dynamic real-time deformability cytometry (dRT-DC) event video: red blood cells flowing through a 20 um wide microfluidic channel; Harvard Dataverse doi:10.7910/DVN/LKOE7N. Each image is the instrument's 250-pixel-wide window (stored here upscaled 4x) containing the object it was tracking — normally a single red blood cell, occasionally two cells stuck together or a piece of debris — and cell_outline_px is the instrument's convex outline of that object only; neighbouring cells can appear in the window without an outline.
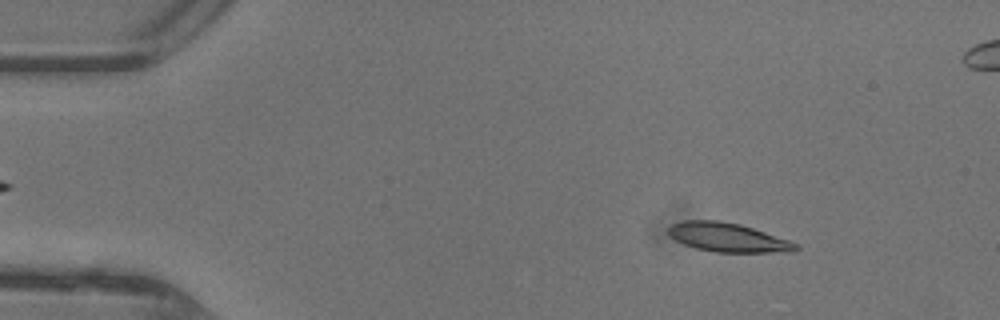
{"species": "common noctule bat (a hibernating species)", "species_latin": "Nyctalus noctula", "temperature_condition": "warm", "stored_images_in_passage": 23, "camera_frame_rate_fps": 3000, "um_per_image_px": 0.085, "animal": {"sex": "female"}, "frame": {"image": 1, "passage_image": 6, "time_ms": 1.667, "image_size_px": [1000, 320], "cell_outline_px": [[800, 248], [792, 252], [716, 252], [696, 248], [684, 244], [676, 240], [668, 232], [668, 228], [672, 224], [684, 220], [716, 220], [740, 224], [788, 240], [796, 244]], "centroid_in_image_um": [61.86, 20.18], "position_along_channel_um": 23.1, "area_um2": 21.21}}
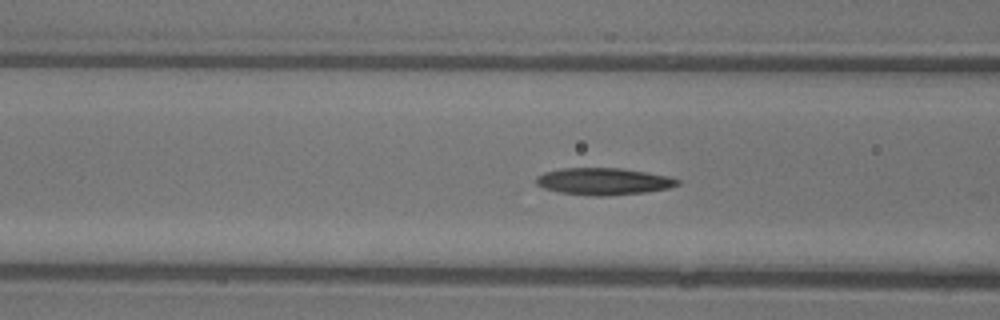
{"frame": {"image": 2, "passage_image": 18, "time_ms": 5.667, "image_size_px": [1000, 320], "cell_outline_px": [[680, 184], [668, 188], [644, 192], [608, 196], [592, 196], [556, 192], [544, 188], [536, 184], [536, 176], [544, 172], [560, 168], [620, 168], [668, 176], [680, 180]], "centroid_in_image_um": [51.25, 15.42], "position_along_channel_um": 115.3, "area_um2": 22.25}}
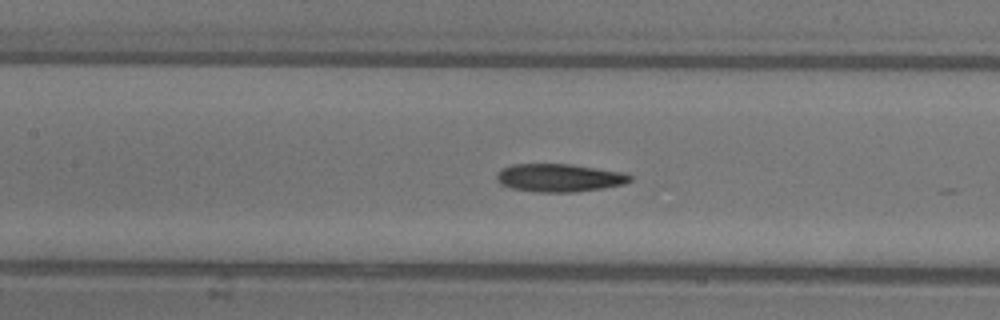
{"frame": {"image": 3, "passage_image": 21, "time_ms": 6.667, "image_size_px": [1000, 320], "cell_outline_px": [[632, 180], [624, 184], [604, 188], [576, 192], [536, 192], [512, 188], [500, 184], [496, 180], [496, 176], [504, 168], [512, 164], [568, 164], [624, 172], [632, 176]], "centroid_in_image_um": [47.56, 15.12], "position_along_channel_um": 159.8, "area_um2": 21.73}}